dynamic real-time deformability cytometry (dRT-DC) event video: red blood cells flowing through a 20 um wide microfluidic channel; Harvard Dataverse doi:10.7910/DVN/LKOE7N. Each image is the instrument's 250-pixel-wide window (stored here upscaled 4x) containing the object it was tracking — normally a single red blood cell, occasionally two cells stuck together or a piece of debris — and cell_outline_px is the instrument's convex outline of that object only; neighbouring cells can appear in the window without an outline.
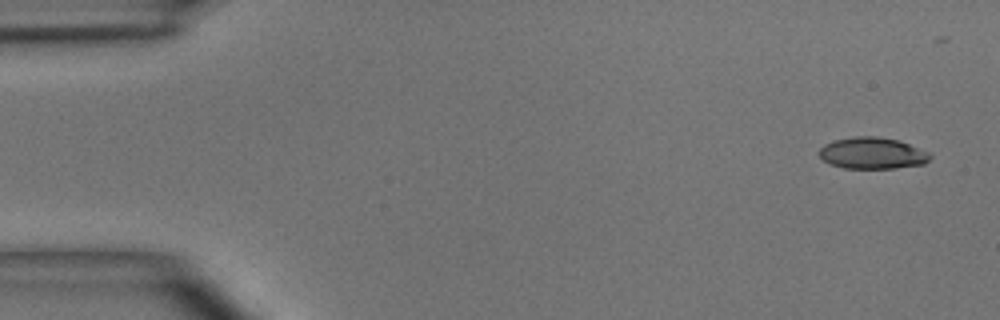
{"species": "common noctule bat (a hibernating species)", "species_latin": "Nyctalus noctula", "temperature_condition": "room temperature", "stored_images_in_passage": 6, "camera_frame_rate_fps": 3000, "um_per_image_px": 0.085, "animal": {"sex": "male", "body_mass_g": 15.6}, "frame": {"image": 1, "passage_image": 1, "time_ms": 0.0, "image_size_px": [1000, 320], "cell_outline_px": [[932, 156], [924, 164], [892, 168], [844, 168], [832, 164], [824, 160], [820, 156], [820, 148], [824, 144], [836, 140], [856, 136], [876, 136], [896, 140], [908, 144], [928, 152]], "centroid_in_image_um": [74.15, 13.02], "position_along_channel_um": 10.9, "area_um2": 20.0}}
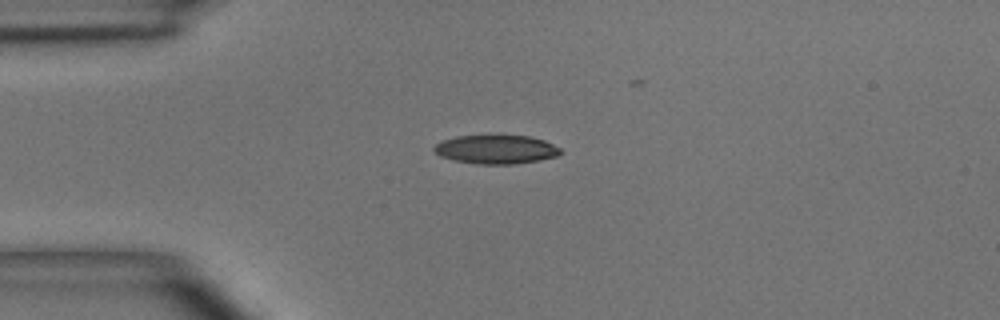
{"frame": {"image": 2, "passage_image": 3, "time_ms": 3.333, "image_size_px": [1000, 320], "cell_outline_px": [[564, 152], [560, 156], [540, 160], [512, 164], [480, 164], [452, 160], [440, 156], [432, 152], [432, 148], [440, 140], [456, 136], [496, 132], [528, 136], [544, 140], [560, 148]], "centroid_in_image_um": [42.14, 12.65], "position_along_channel_um": 42.9, "area_um2": 22.43}}
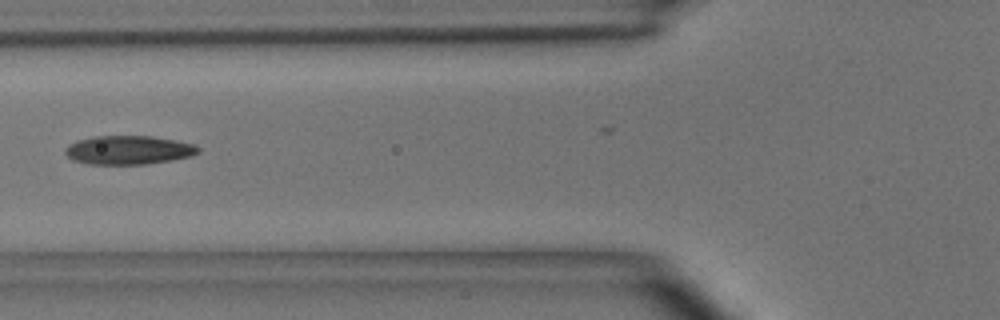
{"frame": {"image": 3, "passage_image": 5, "time_ms": 5.667, "image_size_px": [1000, 320], "cell_outline_px": [[200, 152], [192, 156], [172, 160], [148, 164], [88, 164], [72, 160], [64, 152], [64, 148], [68, 144], [76, 140], [96, 136], [152, 136], [176, 140], [196, 144], [200, 148]], "centroid_in_image_um": [10.94, 12.75], "position_along_channel_um": 114.9, "area_um2": 22.6}}